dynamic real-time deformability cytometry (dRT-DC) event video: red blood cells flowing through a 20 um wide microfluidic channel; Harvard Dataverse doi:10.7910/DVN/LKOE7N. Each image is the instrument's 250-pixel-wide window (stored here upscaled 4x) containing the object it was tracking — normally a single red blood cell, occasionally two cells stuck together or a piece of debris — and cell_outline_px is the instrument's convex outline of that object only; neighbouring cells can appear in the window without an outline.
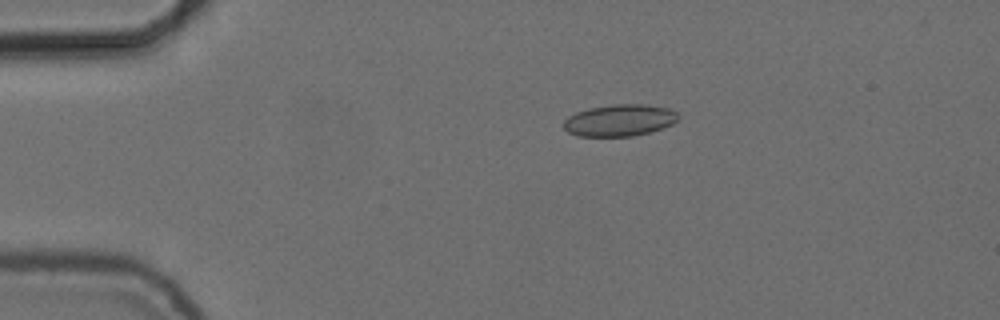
{"species": "common noctule bat (a hibernating species)", "species_latin": "Nyctalus noctula", "temperature_condition": "cold", "stored_images_in_passage": 45, "camera_frame_rate_fps": 3000, "um_per_image_px": 0.085, "animal": {"sex": "female", "body_mass_g": 24.6, "forearm_length_mm": 56.2}, "frame": {"image": 1, "passage_image": 1, "time_ms": 0.0, "image_size_px": [1000, 320], "cell_outline_px": [[680, 116], [672, 124], [648, 132], [632, 136], [580, 136], [568, 132], [564, 128], [564, 120], [568, 116], [576, 112], [588, 108], [616, 104], [648, 104], [668, 108], [676, 112]], "centroid_in_image_um": [52.65, 10.21], "position_along_channel_um": 32.3, "area_um2": 21.1}}
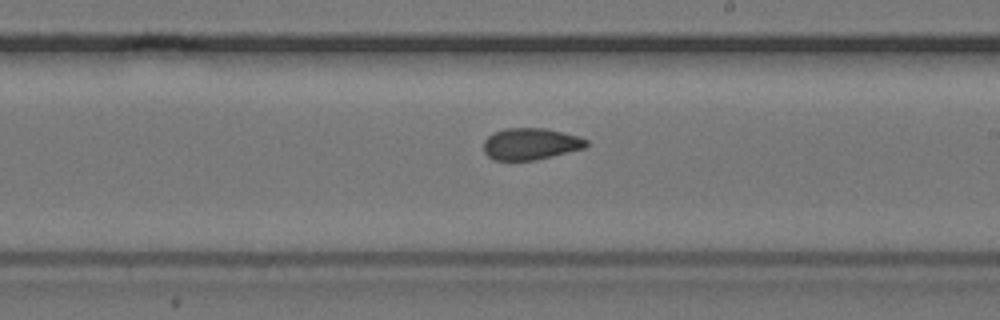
{"frame": {"image": 2, "passage_image": 22, "time_ms": 7.0, "image_size_px": [1000, 320], "cell_outline_px": [[588, 144], [584, 148], [536, 160], [492, 160], [484, 152], [484, 140], [492, 132], [504, 128], [544, 128], [576, 136], [588, 140]], "centroid_in_image_um": [45.05, 12.23], "position_along_channel_um": 243.9, "area_um2": 18.9}}
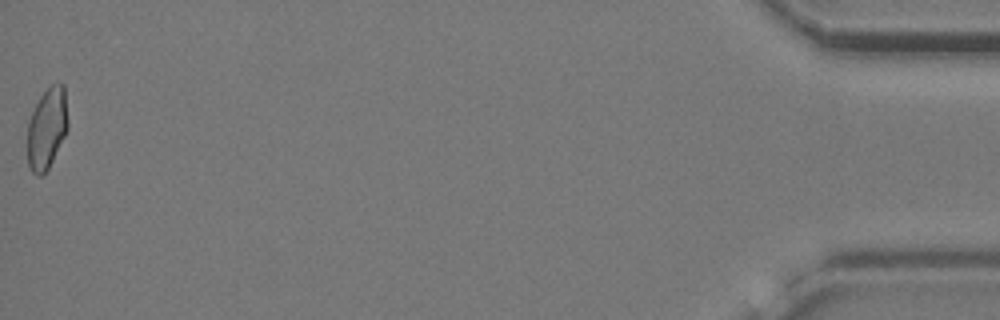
{"frame": {"image": 3, "passage_image": 45, "time_ms": 14.667, "image_size_px": [1000, 320], "cell_outline_px": [[68, 128], [48, 168], [40, 176], [36, 176], [28, 168], [28, 120], [40, 96], [52, 84], [60, 80], [64, 84], [68, 120]], "centroid_in_image_um": [3.99, 10.87], "position_along_channel_um": 431.2, "area_um2": 19.13}, "authors_computed_cell_mechanics": {"area_um2": 19.4208, "velocity_mm_per_s": 3.7398, "shape_relaxation_time_tau1_ms": null, "shape_relaxation_time_tau2_ms": 2.5788, "deformation_change_tau1": null, "deformation_change_tau2": 0.0655}}